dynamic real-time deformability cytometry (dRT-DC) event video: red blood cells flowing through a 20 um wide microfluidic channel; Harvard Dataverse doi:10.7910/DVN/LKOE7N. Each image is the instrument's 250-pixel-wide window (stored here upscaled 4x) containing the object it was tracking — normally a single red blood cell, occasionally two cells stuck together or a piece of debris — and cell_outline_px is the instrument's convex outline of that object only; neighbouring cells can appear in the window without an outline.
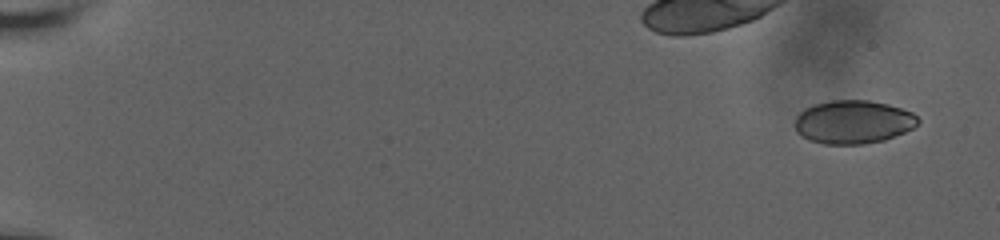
{"species": "human", "species_latin": "Homo sapiens", "temperature_condition": "room temperature", "stored_images_in_passage": 23, "camera_frame_rate_fps": 3000, "um_per_image_px": 0.085, "donor": {"sex": "male"}, "frame": {"image": 1, "passage_image": 4, "time_ms": 1.0, "image_size_px": [1000, 240], "cell_outline_px": [[920, 120], [912, 128], [904, 132], [884, 140], [864, 144], [824, 144], [808, 140], [800, 136], [796, 132], [796, 116], [804, 108], [812, 104], [832, 100], [868, 100], [888, 104], [912, 112]], "centroid_in_image_um": [72.49, 10.37], "position_along_channel_um": 12.5, "area_um2": 31.21}}